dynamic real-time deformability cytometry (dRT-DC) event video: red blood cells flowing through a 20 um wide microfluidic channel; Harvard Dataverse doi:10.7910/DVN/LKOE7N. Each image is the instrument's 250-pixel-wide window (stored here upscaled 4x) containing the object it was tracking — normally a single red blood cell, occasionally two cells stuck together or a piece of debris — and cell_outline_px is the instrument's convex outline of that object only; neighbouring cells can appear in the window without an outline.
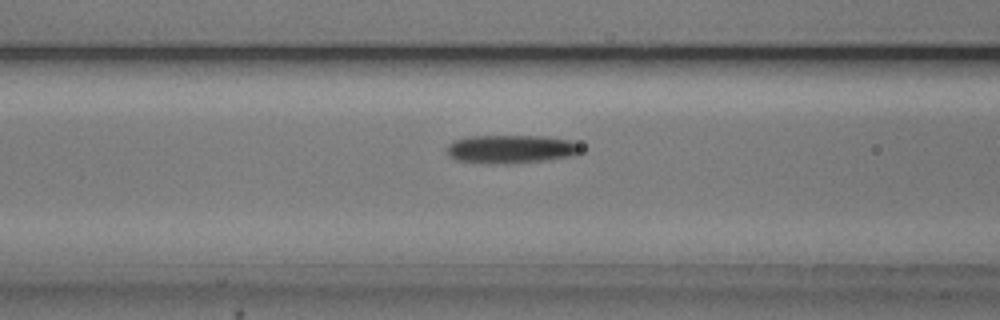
{"species": "common noctule bat (a hibernating species)", "species_latin": "Nyctalus noctula", "temperature_condition": "cold", "stored_images_in_passage": 46, "camera_frame_rate_fps": 3000, "um_per_image_px": 0.085, "animal": {"sex": "male", "body_mass_g": 20.5, "forearm_length_mm": 52.5}, "frame": {"image": 1, "passage_image": 21, "time_ms": 6.667, "image_size_px": [1000, 320], "cell_outline_px": [[584, 152], [576, 156], [544, 160], [508, 164], [492, 164], [456, 160], [448, 156], [448, 144], [452, 140], [468, 136], [544, 136], [568, 140], [580, 144], [584, 148]], "centroid_in_image_um": [43.48, 12.68], "position_along_channel_um": 123.1, "area_um2": 22.6}}
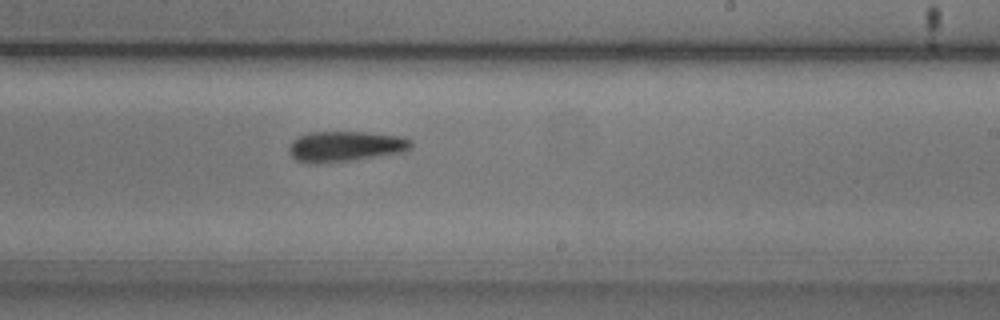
{"frame": {"image": 2, "passage_image": 32, "time_ms": 10.333, "image_size_px": [1000, 320], "cell_outline_px": [[412, 148], [408, 152], [352, 160], [316, 164], [308, 164], [296, 160], [288, 152], [288, 148], [292, 140], [308, 132], [364, 132], [404, 136], [412, 140]], "centroid_in_image_um": [29.39, 12.45], "position_along_channel_um": 259.6, "area_um2": 22.14}}
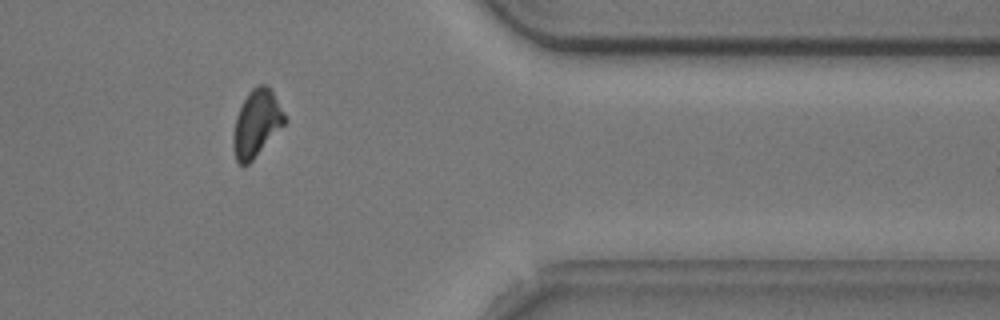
{"frame": {"image": 3, "passage_image": 44, "time_ms": 14.333, "image_size_px": [1000, 320], "cell_outline_px": [[288, 120], [252, 160], [248, 164], [240, 164], [236, 160], [232, 140], [236, 116], [248, 92], [252, 88], [260, 84], [268, 84], [272, 88]], "centroid_in_image_um": [21.83, 10.43], "position_along_channel_um": 389.6, "area_um2": 19.94}, "authors_computed_cell_mechanics": {"area_um2": 21.3571, "velocity_mm_per_s": 3.7323, "shape_relaxation_time_tau1_ms": 2.1822, "shape_relaxation_time_tau2_ms": 4.4442, "deformation_change_tau1": 0.1077, "deformation_change_tau2": 0.1285}}